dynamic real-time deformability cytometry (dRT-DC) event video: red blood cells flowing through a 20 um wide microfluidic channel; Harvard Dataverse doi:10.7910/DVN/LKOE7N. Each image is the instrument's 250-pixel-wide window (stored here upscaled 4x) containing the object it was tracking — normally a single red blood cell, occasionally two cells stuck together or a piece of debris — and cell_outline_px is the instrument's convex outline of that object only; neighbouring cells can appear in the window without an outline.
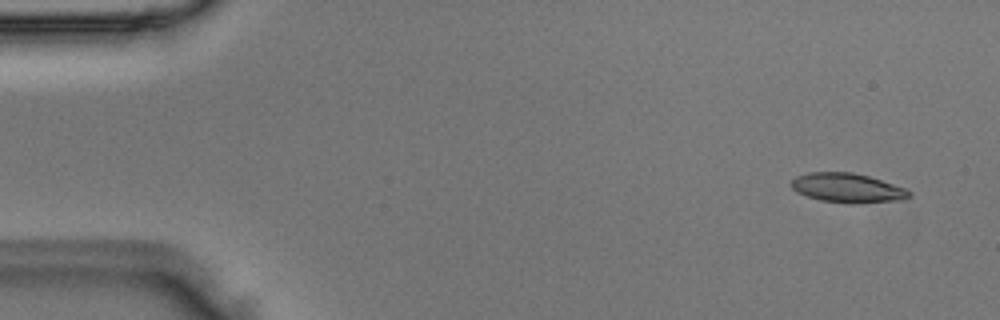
{"species": "Egyptian fruit bat (a non-hibernating species)", "species_latin": "Rousettus aegyptiacus", "temperature_condition": "room temperature", "stored_images_in_passage": 48, "camera_frame_rate_fps": 3000, "um_per_image_px": 0.085, "animal": {"sex": "male"}, "frame": {"image": 1, "passage_image": 1, "time_ms": 0.0, "image_size_px": [1000, 320], "cell_outline_px": [[912, 196], [904, 200], [848, 204], [820, 200], [796, 192], [788, 184], [796, 176], [808, 172], [852, 172], [868, 176], [908, 188], [912, 192]], "centroid_in_image_um": [72.06, 15.98], "position_along_channel_um": 12.9, "area_um2": 20.52}}
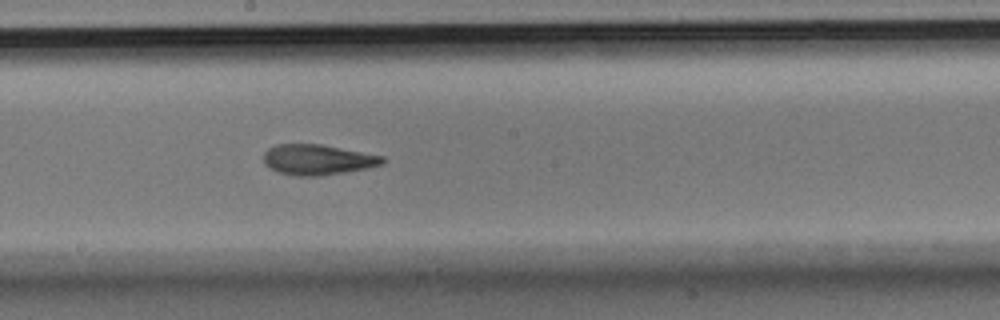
{"frame": {"image": 2, "passage_image": 25, "time_ms": 8.0, "image_size_px": [1000, 320], "cell_outline_px": [[384, 164], [368, 168], [320, 176], [296, 176], [276, 172], [264, 164], [264, 152], [268, 148], [276, 144], [320, 144], [384, 156]], "centroid_in_image_um": [26.98, 13.57], "position_along_channel_um": 221.2, "area_um2": 21.15}}
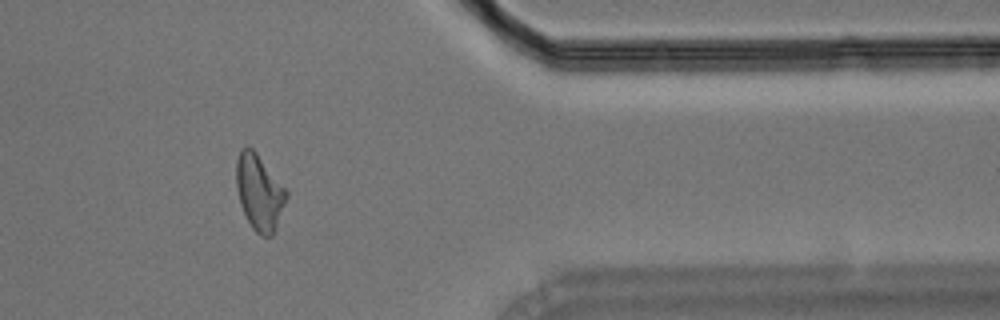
{"frame": {"image": 3, "passage_image": 39, "time_ms": 12.667, "image_size_px": [1000, 320], "cell_outline_px": [[288, 196], [276, 228], [272, 236], [260, 236], [252, 228], [240, 204], [236, 188], [236, 160], [240, 148], [252, 148], [256, 152], [288, 192]], "centroid_in_image_um": [22.03, 16.36], "position_along_channel_um": 389.4, "area_um2": 21.96}}